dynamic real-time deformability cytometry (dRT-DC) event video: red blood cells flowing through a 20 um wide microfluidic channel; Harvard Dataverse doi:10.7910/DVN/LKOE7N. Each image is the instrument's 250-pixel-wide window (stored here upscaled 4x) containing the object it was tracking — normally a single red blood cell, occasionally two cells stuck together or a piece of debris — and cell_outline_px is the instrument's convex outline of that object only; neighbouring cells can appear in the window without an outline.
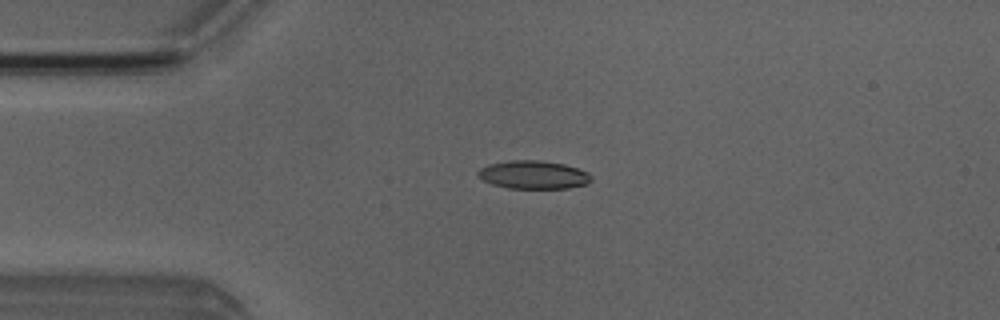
{"species": "Egyptian fruit bat (a non-hibernating species)", "species_latin": "Rousettus aegyptiacus", "temperature_condition": "room temperature", "stored_images_in_passage": 4, "camera_frame_rate_fps": 3000, "um_per_image_px": 0.085, "animal": {"sex": "male"}, "frame": {"image": 1, "passage_image": 2, "time_ms": 1.0, "image_size_px": [1000, 320], "cell_outline_px": [[592, 180], [588, 184], [568, 188], [508, 188], [492, 184], [476, 176], [476, 172], [480, 168], [488, 164], [508, 160], [540, 160], [564, 164], [588, 172], [592, 176]], "centroid_in_image_um": [45.33, 14.85], "position_along_channel_um": 39.7, "area_um2": 18.79}}